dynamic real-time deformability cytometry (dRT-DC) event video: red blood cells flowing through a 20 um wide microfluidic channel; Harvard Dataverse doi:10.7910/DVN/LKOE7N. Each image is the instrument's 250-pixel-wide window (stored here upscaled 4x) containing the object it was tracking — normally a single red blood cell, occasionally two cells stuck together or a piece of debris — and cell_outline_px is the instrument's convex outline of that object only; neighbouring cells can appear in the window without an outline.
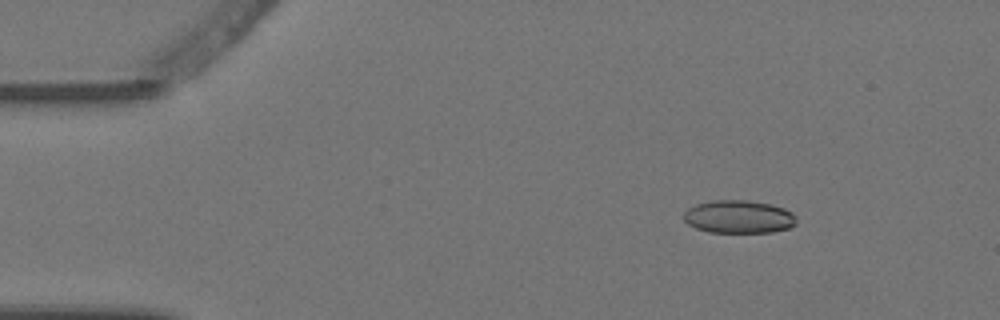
{"species": "Egyptian fruit bat (a non-hibernating species)", "species_latin": "Rousettus aegyptiacus", "temperature_condition": "warm", "stored_images_in_passage": 4, "camera_frame_rate_fps": 3000, "um_per_image_px": 0.085, "animal": {"sex": "female"}, "frame": {"image": 1, "passage_image": 2, "time_ms": 0.333, "image_size_px": [1000, 320], "cell_outline_px": [[796, 224], [788, 228], [772, 232], [708, 232], [696, 228], [688, 224], [684, 220], [684, 212], [688, 208], [696, 204], [712, 200], [748, 200], [768, 204], [784, 208], [792, 212], [796, 216]], "centroid_in_image_um": [62.79, 18.42], "position_along_channel_um": 22.2, "area_um2": 21.68}}
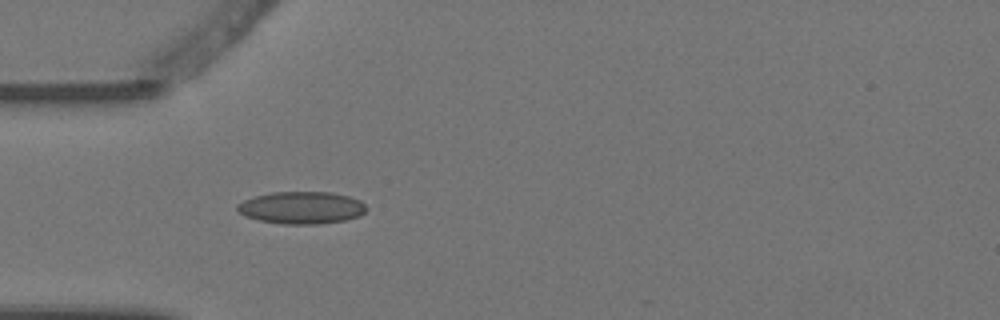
{"frame": {"image": 2, "passage_image": 4, "time_ms": 1.0, "image_size_px": [1000, 320], "cell_outline_px": [[364, 212], [360, 216], [344, 220], [316, 224], [284, 224], [260, 220], [244, 216], [236, 208], [236, 204], [244, 200], [256, 196], [272, 192], [332, 192], [348, 196], [360, 200], [364, 204]], "centroid_in_image_um": [25.61, 17.65], "position_along_channel_um": 59.4, "area_um2": 24.1}}